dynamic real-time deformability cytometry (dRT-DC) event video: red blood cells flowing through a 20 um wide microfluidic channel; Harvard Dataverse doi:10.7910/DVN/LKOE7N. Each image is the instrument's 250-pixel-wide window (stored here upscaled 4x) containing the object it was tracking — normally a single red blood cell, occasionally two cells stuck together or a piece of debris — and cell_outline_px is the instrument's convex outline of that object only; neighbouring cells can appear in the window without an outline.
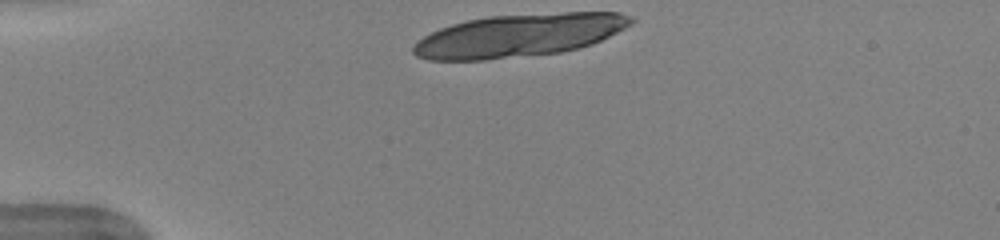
{"species": "human", "species_latin": "Homo sapiens", "temperature_condition": "warm", "stored_images_in_passage": 8, "camera_frame_rate_fps": 3000, "um_per_image_px": 0.085, "donor": {"sex": "female"}, "frame": {"image": 1, "passage_image": 1, "time_ms": 0.0, "image_size_px": [1000, 240], "cell_outline_px": [[636, 20], [632, 24], [592, 44], [560, 52], [484, 60], [428, 60], [416, 56], [412, 52], [412, 48], [416, 40], [440, 28], [464, 20], [488, 16], [564, 12], [620, 12], [632, 16]], "centroid_in_image_um": [44.09, 3.0], "position_along_channel_um": 40.9, "area_um2": 54.45}}